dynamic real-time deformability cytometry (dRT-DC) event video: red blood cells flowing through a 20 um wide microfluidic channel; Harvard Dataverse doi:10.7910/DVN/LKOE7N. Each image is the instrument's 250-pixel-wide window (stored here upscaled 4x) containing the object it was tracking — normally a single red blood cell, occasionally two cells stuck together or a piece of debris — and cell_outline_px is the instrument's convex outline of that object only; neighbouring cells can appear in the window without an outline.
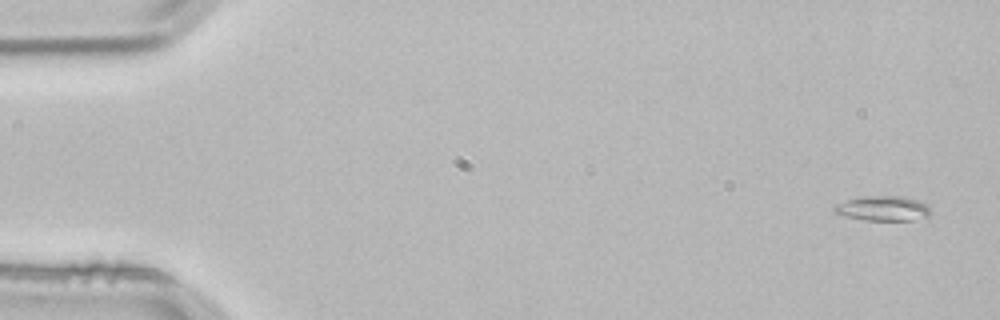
{"species": "common noctule bat (a hibernating species)", "species_latin": "Nyctalus noctula", "temperature_condition": "room temperature", "stored_images_in_passage": 4, "segment_of_instrument_passage": [1, 2], "camera_frame_rate_fps": 3000, "um_per_image_px": 0.085, "animal": {"sex": "male", "body_mass_g": 21.5, "forearm_length_mm": 52.0}, "frame": {"image": 1, "passage_image": 1, "time_ms": 0.0, "image_size_px": [1000, 320], "cell_outline_px": [[932, 212], [928, 216], [912, 220], [868, 220], [848, 216], [836, 212], [832, 208], [836, 204], [848, 200], [868, 196], [904, 196], [916, 200], [924, 204]], "centroid_in_image_um": [75.08, 17.71], "position_along_channel_um": 9.9, "area_um2": 13.53}}
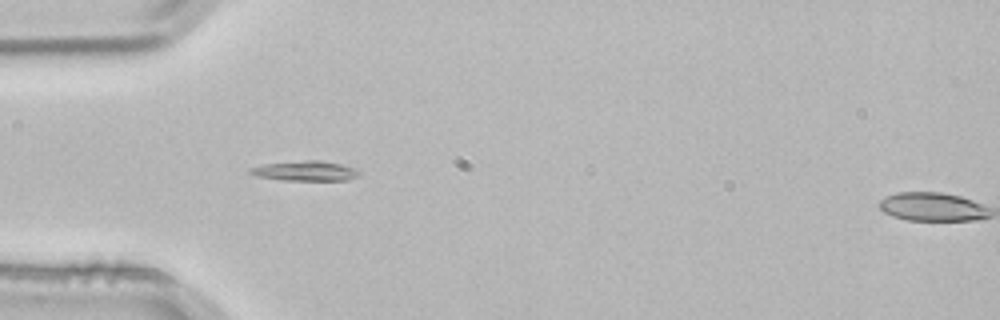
{"frame": {"image": 2, "passage_image": 3, "time_ms": 0.667, "image_size_px": [1000, 320], "cell_outline_px": [[360, 176], [348, 180], [284, 180], [256, 176], [248, 172], [248, 168], [264, 164], [304, 160], [320, 160], [340, 164], [352, 168], [360, 172]], "centroid_in_image_um": [25.93, 14.53], "position_along_channel_um": 59.1, "area_um2": 12.6}}